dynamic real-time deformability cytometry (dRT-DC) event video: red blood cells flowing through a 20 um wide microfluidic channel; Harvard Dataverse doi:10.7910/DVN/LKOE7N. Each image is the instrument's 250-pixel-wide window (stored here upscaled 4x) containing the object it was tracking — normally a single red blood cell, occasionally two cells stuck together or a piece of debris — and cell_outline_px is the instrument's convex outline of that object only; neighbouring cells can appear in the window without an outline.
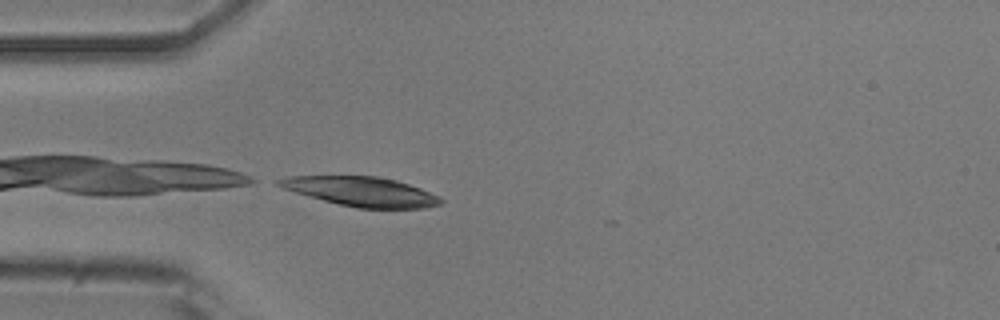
{"species": "common noctule bat (a hibernating species)", "species_latin": "Nyctalus noctula", "temperature_condition": "room temperature", "stored_images_in_passage": 2, "camera_frame_rate_fps": 3000, "um_per_image_px": 0.085, "animal": {"sex": "male", "body_mass_g": 20.5, "forearm_length_mm": 52.5}, "frame": {"image": 1, "passage_image": 1, "time_ms": 0.0, "image_size_px": [1000, 320], "cell_outline_px": [[444, 200], [440, 204], [424, 208], [356, 208], [324, 200], [296, 192], [284, 188], [276, 184], [272, 180], [288, 176], [376, 176], [396, 180], [420, 188], [440, 196]], "centroid_in_image_um": [30.72, 16.27], "position_along_channel_um": 54.3, "area_um2": 27.57}}